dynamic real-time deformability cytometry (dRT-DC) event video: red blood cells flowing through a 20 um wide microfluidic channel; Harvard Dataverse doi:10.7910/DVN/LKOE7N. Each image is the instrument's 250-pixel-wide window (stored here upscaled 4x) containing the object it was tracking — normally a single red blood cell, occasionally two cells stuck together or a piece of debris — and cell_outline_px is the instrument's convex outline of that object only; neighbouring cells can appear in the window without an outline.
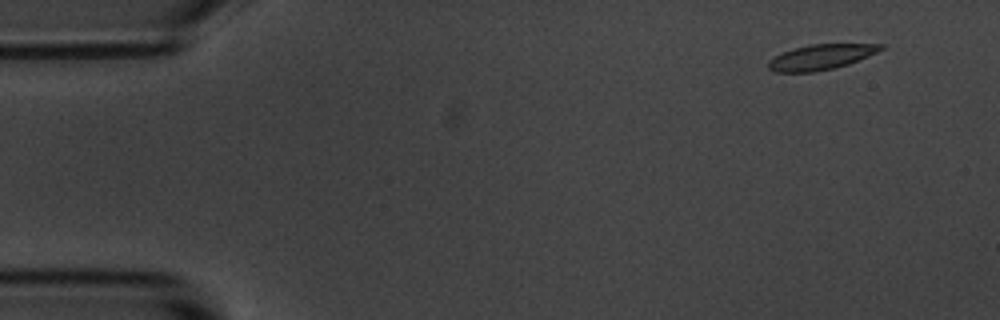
{"species": "common noctule bat (a hibernating species)", "species_latin": "Nyctalus noctula", "temperature_condition": "room temperature", "stored_images_in_passage": 5, "camera_frame_rate_fps": 3000, "um_per_image_px": 0.085, "animal": {"sex": "male", "body_mass_g": 20.1, "forearm_length_mm": 53.5}, "frame": {"image": 1, "passage_image": 2, "time_ms": 1.0, "image_size_px": [1000, 320], "cell_outline_px": [[884, 48], [868, 56], [848, 64], [832, 68], [812, 72], [776, 72], [768, 68], [768, 60], [792, 48], [808, 44], [884, 44]], "centroid_in_image_um": [69.76, 4.84], "position_along_channel_um": 15.2, "area_um2": 16.36}}
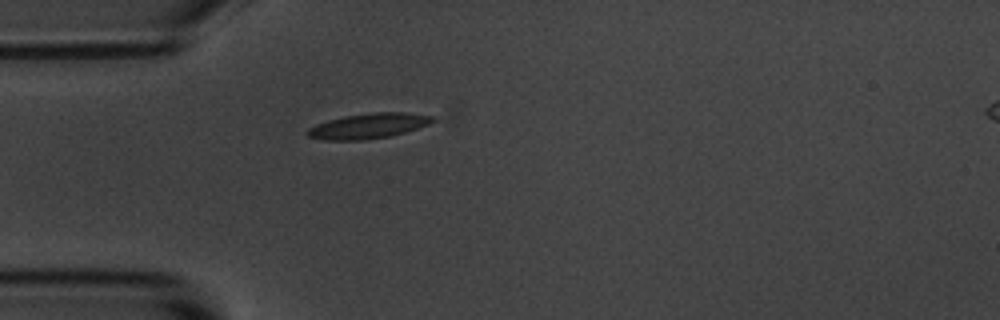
{"frame": {"image": 2, "passage_image": 5, "time_ms": 4.667, "image_size_px": [1000, 320], "cell_outline_px": [[436, 120], [428, 124], [404, 132], [388, 136], [364, 140], [324, 140], [308, 136], [308, 128], [316, 124], [328, 120], [344, 116], [372, 112], [408, 112], [436, 116]], "centroid_in_image_um": [31.34, 10.69], "position_along_channel_um": 53.7, "area_um2": 18.32}}